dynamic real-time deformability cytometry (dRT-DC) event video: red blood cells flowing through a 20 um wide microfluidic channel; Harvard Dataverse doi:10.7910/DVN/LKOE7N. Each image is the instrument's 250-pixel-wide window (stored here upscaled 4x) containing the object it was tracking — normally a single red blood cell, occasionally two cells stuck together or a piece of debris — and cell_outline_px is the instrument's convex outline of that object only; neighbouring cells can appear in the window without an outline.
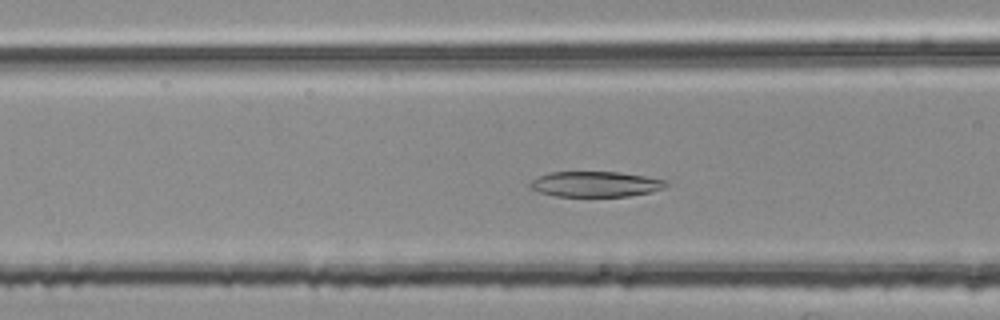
{"species": "common noctule bat (a hibernating species)", "species_latin": "Nyctalus noctula", "temperature_condition": "room temperature", "stored_images_in_passage": 49, "segment_of_instrument_passage": [2, 2], "camera_frame_rate_fps": 3000, "um_per_image_px": 0.085, "animal": {"sex": "female", "body_mass_g": 25.1}, "frame": {"image": 1, "passage_image": 19, "time_ms": 6.0, "image_size_px": [1000, 320], "cell_outline_px": [[668, 184], [664, 188], [648, 192], [628, 196], [556, 196], [540, 192], [528, 188], [528, 184], [532, 180], [548, 172], [620, 172], [668, 180]], "centroid_in_image_um": [50.6, 15.64], "position_along_channel_um": 116.0, "area_um2": 20.11}}
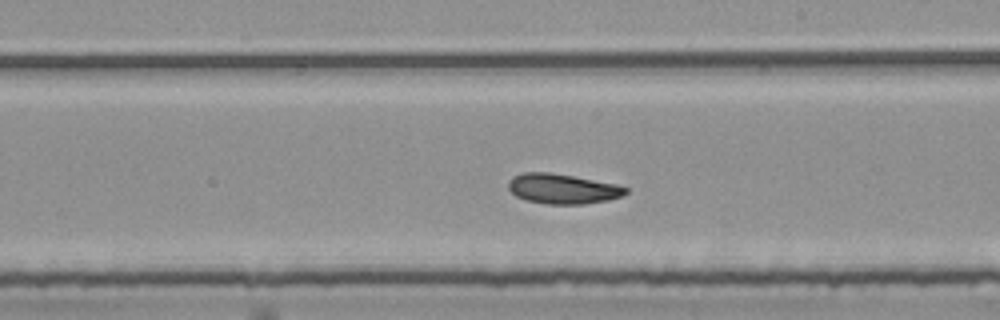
{"frame": {"image": 2, "passage_image": 29, "time_ms": 9.333, "image_size_px": [1000, 320], "cell_outline_px": [[628, 192], [620, 196], [608, 200], [584, 204], [548, 204], [524, 200], [516, 196], [508, 188], [508, 180], [512, 176], [524, 172], [548, 172], [572, 176], [616, 184], [628, 188]], "centroid_in_image_um": [47.78, 16.05], "position_along_channel_um": 241.2, "area_um2": 20.46}}
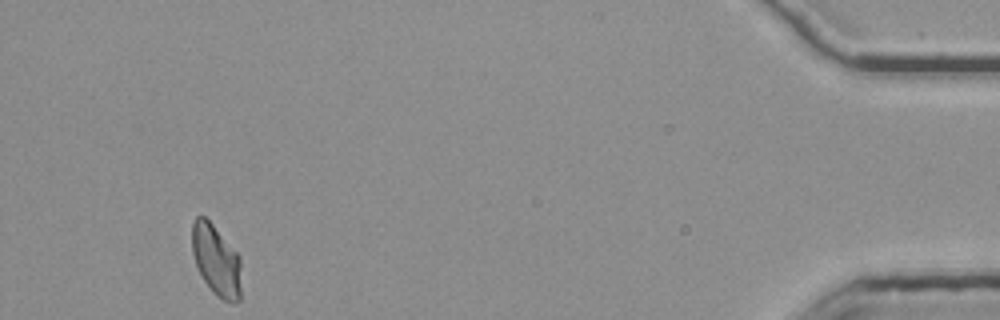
{"frame": {"image": 3, "passage_image": 49, "time_ms": 16.0, "image_size_px": [1000, 320], "cell_outline_px": [[240, 300], [232, 304], [216, 296], [212, 292], [204, 280], [196, 264], [192, 252], [192, 224], [196, 216], [204, 216], [212, 224], [240, 256]], "centroid_in_image_um": [18.38, 22.15], "position_along_channel_um": 416.8, "area_um2": 20.23}}